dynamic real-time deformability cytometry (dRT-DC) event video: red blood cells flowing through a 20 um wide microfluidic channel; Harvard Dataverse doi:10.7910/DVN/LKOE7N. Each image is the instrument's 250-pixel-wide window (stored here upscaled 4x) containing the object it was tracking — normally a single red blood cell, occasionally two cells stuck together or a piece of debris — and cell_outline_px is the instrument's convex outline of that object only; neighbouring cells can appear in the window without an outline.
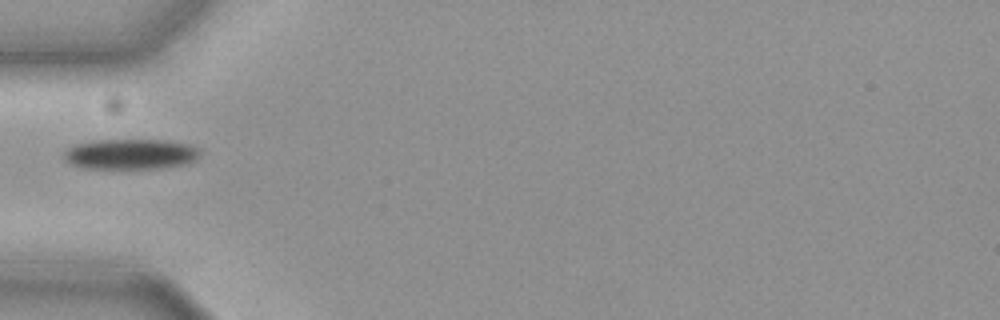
{"species": "common noctule bat (a hibernating species)", "species_latin": "Nyctalus noctula", "temperature_condition": "cold", "stored_images_in_passage": 39, "camera_frame_rate_fps": 3000, "um_per_image_px": 0.085, "animal": {"sex": "female", "body_mass_g": 19.3, "forearm_length_mm": 54.1}, "frame": {"image": 1, "passage_image": 1, "time_ms": 0.0, "image_size_px": [1000, 320], "cell_outline_px": [[200, 152], [192, 160], [184, 164], [156, 168], [84, 168], [72, 164], [64, 160], [64, 152], [68, 148], [76, 144], [92, 140], [168, 140], [188, 144], [196, 148]], "centroid_in_image_um": [11.03, 13.09], "position_along_channel_um": 74.0, "area_um2": 23.76}}
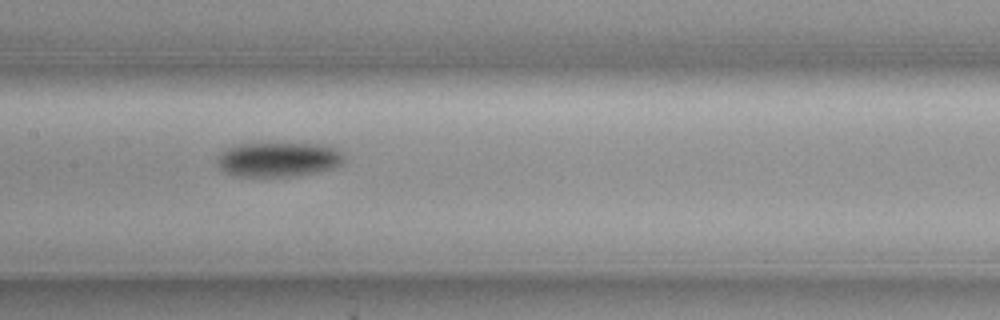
{"frame": {"image": 2, "passage_image": 10, "time_ms": 3.0, "image_size_px": [1000, 320], "cell_outline_px": [[344, 156], [340, 164], [332, 168], [292, 176], [236, 176], [224, 172], [216, 164], [216, 156], [220, 152], [236, 144], [324, 144], [336, 148]], "centroid_in_image_um": [23.59, 13.55], "position_along_channel_um": 183.8, "area_um2": 25.37}}
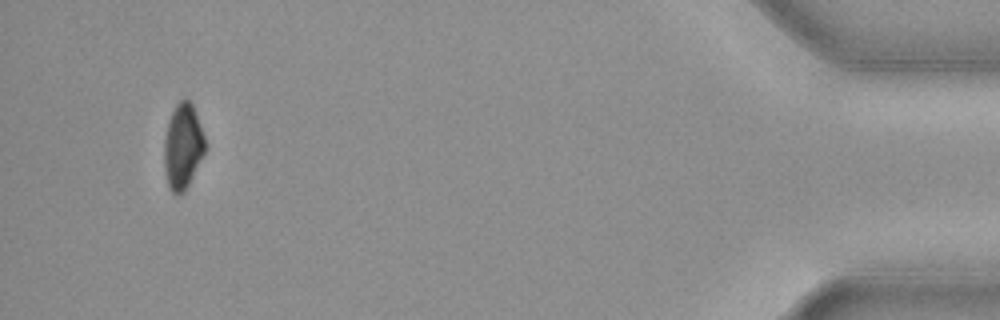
{"frame": {"image": 3, "passage_image": 36, "time_ms": 11.667, "image_size_px": [1000, 320], "cell_outline_px": [[204, 152], [184, 192], [176, 196], [168, 188], [164, 168], [164, 140], [168, 120], [176, 104], [184, 96], [192, 104], [204, 136]], "centroid_in_image_um": [15.5, 12.44], "position_along_channel_um": 419.7, "area_um2": 20.11}}